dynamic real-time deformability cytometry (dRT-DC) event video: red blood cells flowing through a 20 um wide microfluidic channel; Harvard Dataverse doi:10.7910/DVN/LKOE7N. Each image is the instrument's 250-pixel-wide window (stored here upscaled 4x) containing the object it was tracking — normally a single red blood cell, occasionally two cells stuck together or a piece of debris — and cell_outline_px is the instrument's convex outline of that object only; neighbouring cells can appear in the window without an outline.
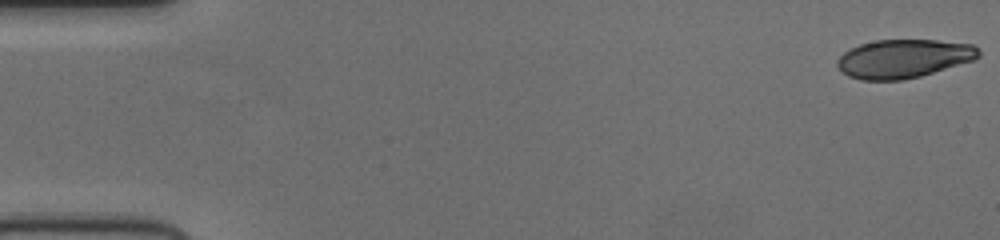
{"species": "human", "species_latin": "Homo sapiens", "temperature_condition": "cold", "stored_images_in_passage": 53, "camera_frame_rate_fps": 3000, "um_per_image_px": 0.085, "donor": {"sex": "female"}, "frame": {"image": 1, "passage_image": 1, "time_ms": 0.0, "image_size_px": [1000, 240], "cell_outline_px": [[980, 56], [976, 60], [920, 76], [904, 80], [860, 80], [848, 76], [836, 64], [836, 60], [844, 52], [860, 44], [876, 40], [936, 40], [972, 44], [980, 52]], "centroid_in_image_um": [76.82, 4.99], "position_along_channel_um": 8.2, "area_um2": 31.79}}
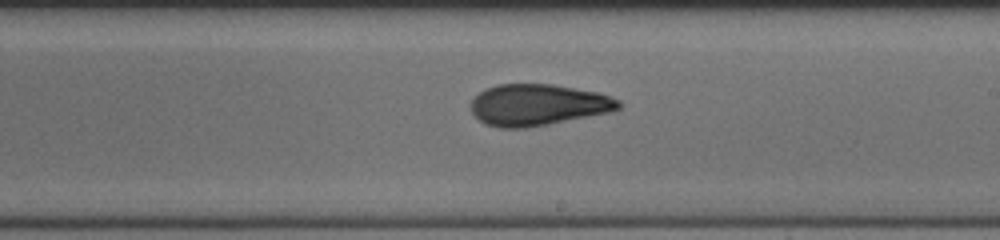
{"frame": {"image": 2, "passage_image": 31, "time_ms": 10.0, "image_size_px": [1000, 240], "cell_outline_px": [[620, 108], [612, 112], [548, 124], [524, 128], [500, 128], [484, 124], [472, 112], [472, 100], [484, 88], [496, 84], [552, 84], [600, 92], [620, 100]], "centroid_in_image_um": [45.74, 8.91], "position_along_channel_um": 243.3, "area_um2": 35.78}}
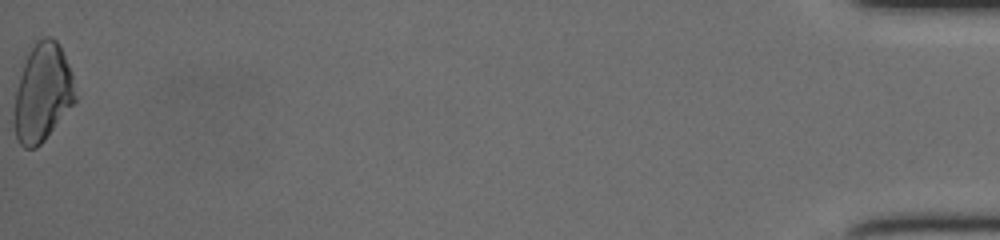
{"frame": {"image": 3, "passage_image": 53, "time_ms": 17.333, "image_size_px": [1000, 240], "cell_outline_px": [[80, 96], [44, 140], [36, 148], [24, 148], [16, 140], [12, 124], [12, 108], [16, 88], [28, 52], [36, 40], [44, 36], [52, 36], [56, 40], [72, 72]], "centroid_in_image_um": [3.61, 7.91], "position_along_channel_um": 431.6, "area_um2": 35.72}}